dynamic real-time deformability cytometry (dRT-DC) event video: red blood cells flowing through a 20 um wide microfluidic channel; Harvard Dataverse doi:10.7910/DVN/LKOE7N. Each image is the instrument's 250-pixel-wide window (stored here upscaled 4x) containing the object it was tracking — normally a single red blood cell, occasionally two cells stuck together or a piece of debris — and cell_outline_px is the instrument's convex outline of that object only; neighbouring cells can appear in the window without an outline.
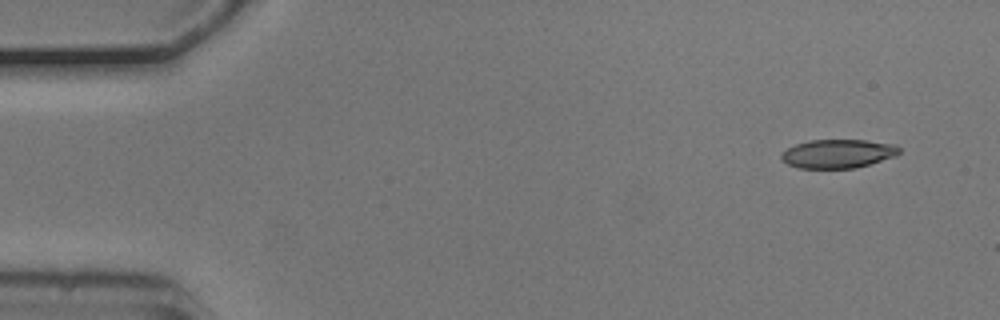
{"species": "common noctule bat (a hibernating species)", "species_latin": "Nyctalus noctula", "temperature_condition": "cold", "stored_images_in_passage": 2, "camera_frame_rate_fps": 3000, "um_per_image_px": 0.085, "animal": {"sex": "male", "body_mass_g": 20.5, "forearm_length_mm": 52.5}, "frame": {"image": 1, "passage_image": 1, "time_ms": 0.0, "image_size_px": [1000, 320], "cell_outline_px": [[900, 152], [896, 156], [856, 168], [800, 168], [788, 164], [780, 160], [780, 152], [796, 144], [808, 140], [864, 140], [896, 144], [900, 148]], "centroid_in_image_um": [71.21, 13.06], "position_along_channel_um": 13.8, "area_um2": 19.88}}